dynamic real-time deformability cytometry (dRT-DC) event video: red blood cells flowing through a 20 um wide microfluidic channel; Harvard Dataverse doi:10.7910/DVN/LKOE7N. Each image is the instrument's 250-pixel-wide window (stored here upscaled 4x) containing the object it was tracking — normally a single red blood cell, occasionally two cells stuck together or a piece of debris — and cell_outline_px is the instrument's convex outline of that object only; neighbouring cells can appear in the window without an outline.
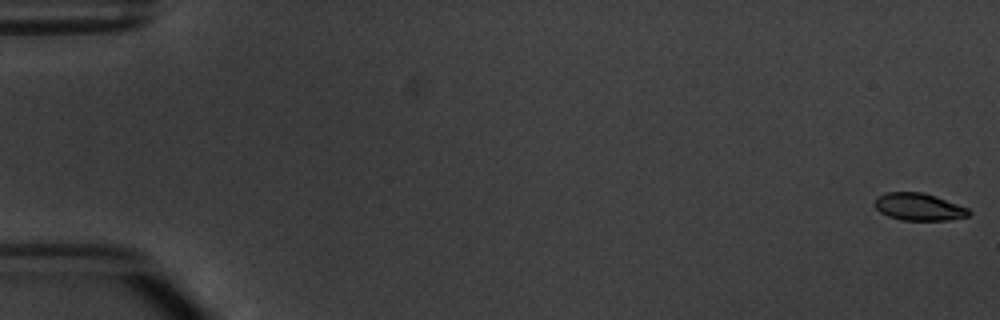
{"species": "common noctule bat (a hibernating species)", "species_latin": "Nyctalus noctula", "temperature_condition": "warm", "stored_images_in_passage": 5, "camera_frame_rate_fps": 3000, "um_per_image_px": 0.085, "animal": {"sex": "male", "body_mass_g": 20.1, "forearm_length_mm": 53.5}, "frame": {"image": 1, "passage_image": 1, "time_ms": 0.0, "image_size_px": [1000, 320], "cell_outline_px": [[972, 212], [968, 216], [948, 220], [900, 220], [888, 216], [880, 212], [872, 204], [876, 196], [884, 192], [924, 192], [936, 196], [968, 208]], "centroid_in_image_um": [78.06, 17.57], "position_along_channel_um": 6.9, "area_um2": 15.2}}
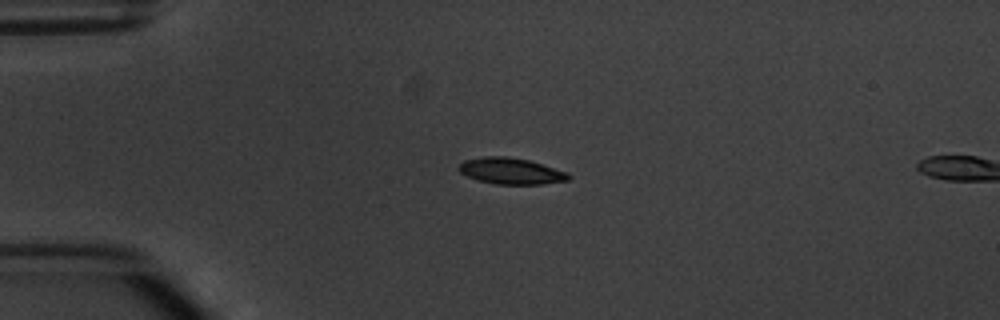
{"frame": {"image": 2, "passage_image": 4, "time_ms": 4.333, "image_size_px": [1000, 320], "cell_outline_px": [[572, 176], [568, 180], [544, 184], [496, 184], [480, 180], [468, 176], [460, 172], [456, 168], [464, 160], [484, 156], [508, 156], [528, 160], [568, 172]], "centroid_in_image_um": [43.44, 14.53], "position_along_channel_um": 41.6, "area_um2": 16.76}}